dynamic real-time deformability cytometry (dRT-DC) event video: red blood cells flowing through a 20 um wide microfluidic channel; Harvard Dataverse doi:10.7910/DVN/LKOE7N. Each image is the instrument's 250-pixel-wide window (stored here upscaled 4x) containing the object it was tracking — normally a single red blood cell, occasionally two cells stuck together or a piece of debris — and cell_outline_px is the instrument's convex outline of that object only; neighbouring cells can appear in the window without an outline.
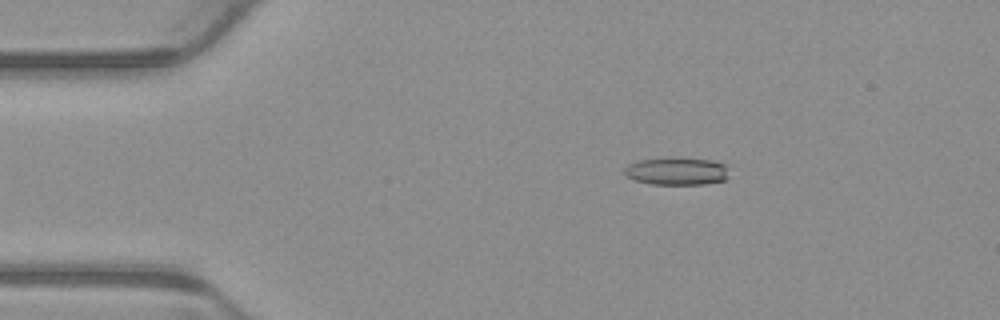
{"species": "common noctule bat (a hibernating species)", "species_latin": "Nyctalus noctula", "temperature_condition": "warm", "stored_images_in_passage": 5, "camera_frame_rate_fps": 3000, "um_per_image_px": 0.085, "animal": {"sex": "male", "body_mass_g": 23.1, "forearm_length_mm": 52.7}, "frame": {"image": 1, "passage_image": 2, "time_ms": 0.333, "image_size_px": [1000, 320], "cell_outline_px": [[728, 180], [704, 184], [652, 184], [636, 180], [624, 176], [624, 168], [628, 164], [636, 160], [680, 156], [712, 160], [724, 164], [728, 176]], "centroid_in_image_um": [57.5, 14.53], "position_along_channel_um": 27.5, "area_um2": 17.28}}
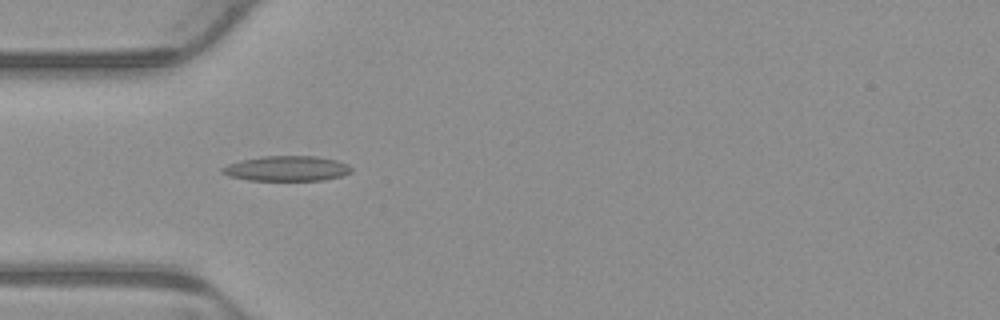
{"frame": {"image": 2, "passage_image": 4, "time_ms": 1.0, "image_size_px": [1000, 320], "cell_outline_px": [[352, 172], [340, 176], [324, 180], [248, 180], [228, 176], [220, 172], [220, 168], [228, 164], [240, 160], [264, 156], [316, 156], [336, 160], [348, 164], [352, 168]], "centroid_in_image_um": [24.35, 14.32], "position_along_channel_um": 60.6, "area_um2": 18.96}}
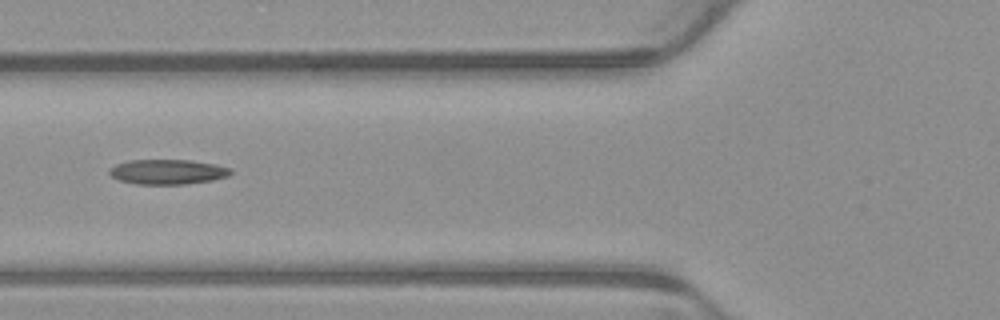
{"frame": {"image": 3, "passage_image": 5, "time_ms": 1.333, "image_size_px": [1000, 320], "cell_outline_px": [[232, 172], [228, 176], [212, 180], [188, 184], [136, 184], [120, 180], [112, 176], [108, 172], [108, 168], [116, 164], [128, 160], [192, 160], [216, 164], [232, 168]], "centroid_in_image_um": [14.26, 14.6], "position_along_channel_um": 111.5, "area_um2": 17.74}}